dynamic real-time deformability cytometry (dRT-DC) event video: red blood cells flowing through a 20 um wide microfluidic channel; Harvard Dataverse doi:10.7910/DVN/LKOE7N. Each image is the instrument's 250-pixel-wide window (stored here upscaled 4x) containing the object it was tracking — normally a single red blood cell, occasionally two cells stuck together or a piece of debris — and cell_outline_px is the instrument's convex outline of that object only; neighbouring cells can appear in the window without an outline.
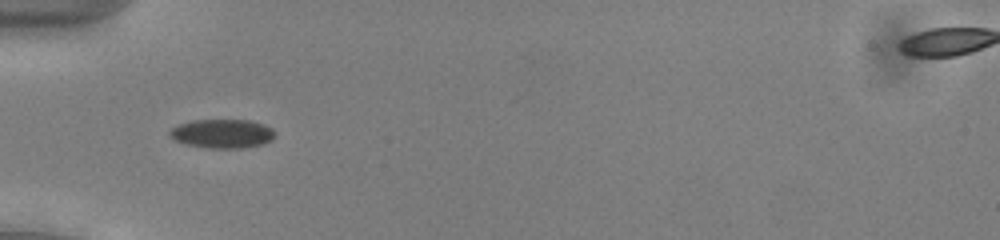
{"species": "common noctule bat (a hibernating species)", "species_latin": "Nyctalus noctula", "temperature_condition": "cold", "stored_images_in_passage": 37, "camera_frame_rate_fps": 3000, "um_per_image_px": 0.085, "animal": {"sex": "male", "body_mass_g": 13.0, "forearm_length_mm": 53.1}, "frame": {"image": 1, "passage_image": 9, "time_ms": 2.667, "image_size_px": [1000, 240], "cell_outline_px": [[276, 132], [272, 140], [260, 144], [244, 148], [204, 148], [184, 144], [176, 140], [168, 132], [172, 128], [180, 124], [192, 120], [248, 120], [264, 124], [272, 128]], "centroid_in_image_um": [18.91, 11.36], "position_along_channel_um": 66.1, "area_um2": 17.74}}
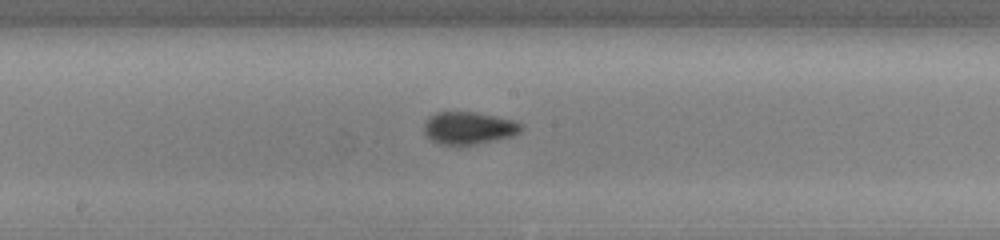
{"frame": {"image": 2, "passage_image": 20, "time_ms": 6.333, "image_size_px": [1000, 240], "cell_outline_px": [[524, 128], [520, 132], [512, 136], [496, 140], [460, 148], [440, 144], [424, 136], [424, 124], [428, 116], [436, 112], [476, 112], [496, 116], [512, 120], [524, 124]], "centroid_in_image_um": [39.82, 10.91], "position_along_channel_um": 208.4, "area_um2": 19.07}}
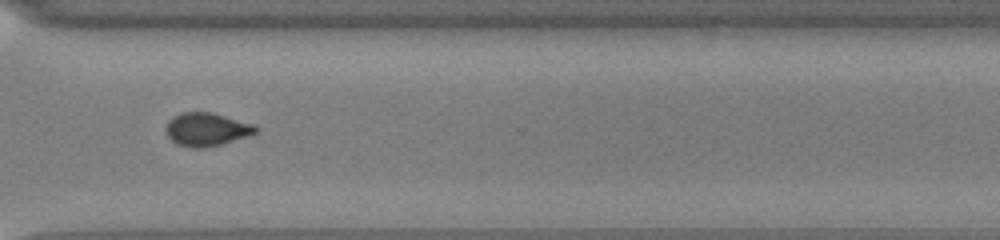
{"frame": {"image": 3, "passage_image": 31, "time_ms": 10.0, "image_size_px": [1000, 240], "cell_outline_px": [[260, 128], [256, 132], [220, 144], [204, 148], [192, 148], [176, 144], [168, 136], [168, 120], [172, 116], [180, 112], [212, 112], [256, 124]], "centroid_in_image_um": [17.57, 10.97], "position_along_channel_um": 353.0, "area_um2": 17.28}, "authors_computed_cell_mechanics": {"area_um2": 17.5134, "velocity_mm_per_s": 3.9515, "shape_relaxation_time_tau1_ms": 5.1704, "shape_relaxation_time_tau2_ms": 3.1626, "deformation_change_tau1": 0.1048, "deformation_change_tau2": 0.0744}}